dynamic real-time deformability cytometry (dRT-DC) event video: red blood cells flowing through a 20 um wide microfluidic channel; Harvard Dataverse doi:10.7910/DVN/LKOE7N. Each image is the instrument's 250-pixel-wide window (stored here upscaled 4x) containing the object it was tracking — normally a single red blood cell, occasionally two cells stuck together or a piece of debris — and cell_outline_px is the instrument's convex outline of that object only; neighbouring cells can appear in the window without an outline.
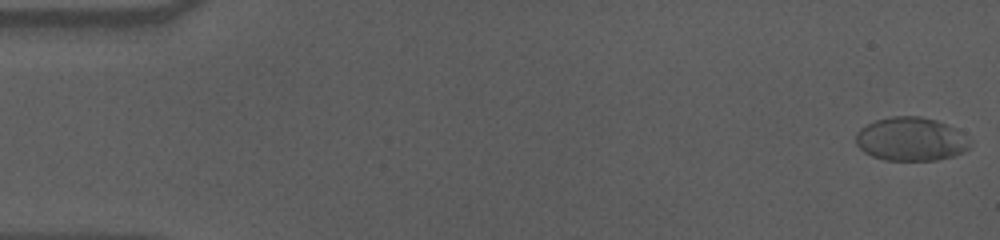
{"species": "human", "species_latin": "Homo sapiens", "temperature_condition": "cold", "stored_images_in_passage": 57, "camera_frame_rate_fps": 3000, "um_per_image_px": 0.085, "donor": {"sex": "male"}, "frame": {"image": 1, "passage_image": 1, "time_ms": 0.0, "image_size_px": [1000, 240], "cell_outline_px": [[972, 140], [968, 148], [964, 152], [956, 156], [936, 160], [884, 160], [872, 156], [864, 152], [856, 144], [856, 132], [860, 128], [876, 120], [892, 116], [920, 116], [936, 120], [952, 128]], "centroid_in_image_um": [77.42, 11.84], "position_along_channel_um": 7.6, "area_um2": 28.96}}
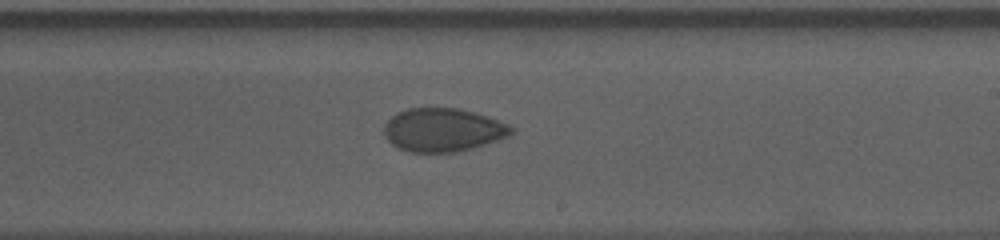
{"frame": {"image": 2, "passage_image": 34, "time_ms": 11.0, "image_size_px": [1000, 240], "cell_outline_px": [[516, 128], [508, 136], [472, 148], [456, 152], [408, 152], [392, 144], [384, 136], [384, 124], [396, 112], [408, 108], [460, 108], [476, 112], [508, 124]], "centroid_in_image_um": [37.63, 11.03], "position_along_channel_um": 251.4, "area_um2": 32.19}}
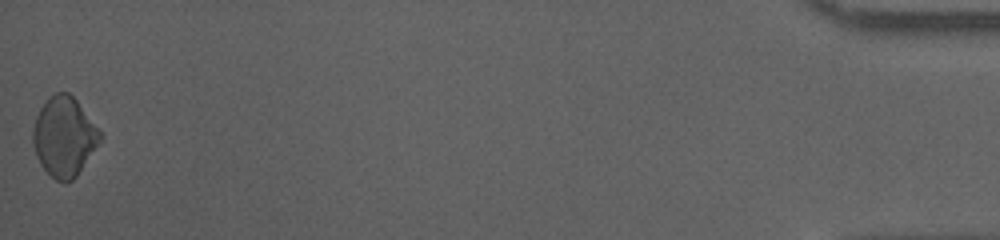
{"frame": {"image": 3, "passage_image": 57, "time_ms": 18.667, "image_size_px": [1000, 240], "cell_outline_px": [[100, 140], [76, 176], [72, 180], [64, 184], [56, 180], [40, 164], [36, 156], [32, 140], [32, 132], [36, 116], [40, 108], [56, 92], [68, 92], [76, 100], [100, 132]], "centroid_in_image_um": [5.41, 11.64], "position_along_channel_um": 429.8, "area_um2": 30.35}, "authors_computed_cell_mechanics": {"area_um2": 31.5588, "velocity_mm_per_s": 3.5785, "shape_relaxation_time_tau1_ms": 10.8327, "shape_relaxation_time_tau2_ms": 2.8741, "deformation_change_tau1": 0.1401, "deformation_change_tau2": 0.0514}}